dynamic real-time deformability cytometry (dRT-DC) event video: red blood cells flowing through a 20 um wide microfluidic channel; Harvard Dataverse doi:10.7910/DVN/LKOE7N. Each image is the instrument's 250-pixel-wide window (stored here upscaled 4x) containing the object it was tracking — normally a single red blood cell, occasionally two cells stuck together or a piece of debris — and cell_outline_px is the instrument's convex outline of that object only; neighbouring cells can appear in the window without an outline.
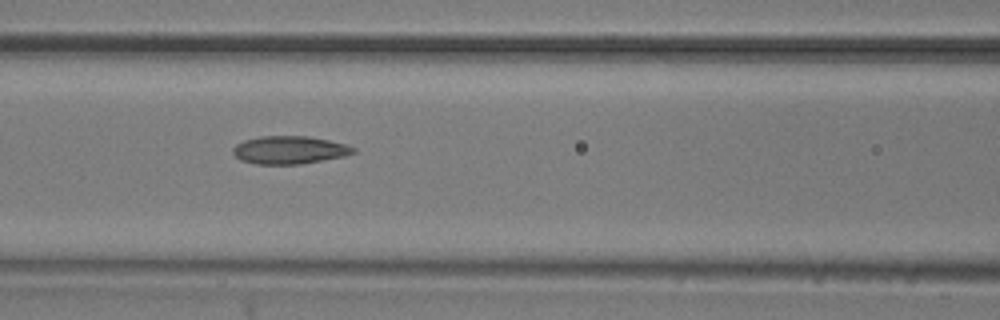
{"species": "common noctule bat (a hibernating species)", "species_latin": "Nyctalus noctula", "temperature_condition": "room temperature", "stored_images_in_passage": 7, "camera_frame_rate_fps": 3000, "um_per_image_px": 0.085, "animal": {"sex": "male", "body_mass_g": 20.5, "forearm_length_mm": 52.5}, "frame": {"image": 1, "passage_image": 6, "time_ms": 6.333, "image_size_px": [1000, 320], "cell_outline_px": [[356, 152], [344, 156], [300, 164], [256, 164], [240, 160], [232, 152], [232, 148], [236, 144], [244, 140], [260, 136], [308, 136], [348, 144], [356, 148]], "centroid_in_image_um": [24.6, 12.74], "position_along_channel_um": 142.0, "area_um2": 19.65}}
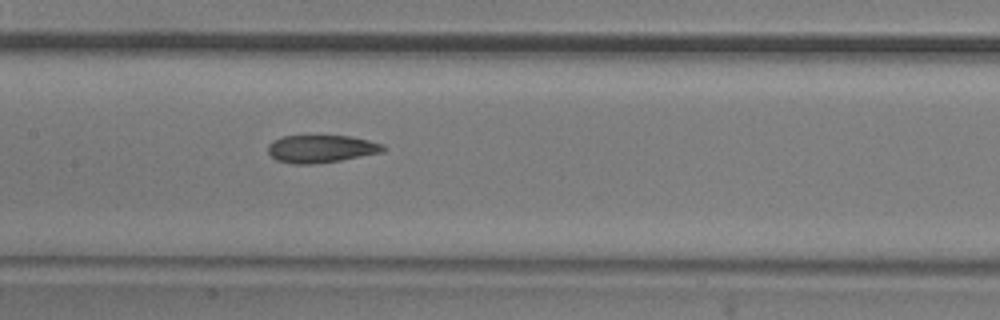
{"frame": {"image": 2, "passage_image": 7, "time_ms": 7.333, "image_size_px": [1000, 320], "cell_outline_px": [[388, 148], [380, 152], [340, 160], [316, 164], [292, 164], [276, 160], [268, 152], [268, 144], [272, 140], [284, 136], [352, 136], [384, 144]], "centroid_in_image_um": [27.28, 12.65], "position_along_channel_um": 180.1, "area_um2": 18.55}}